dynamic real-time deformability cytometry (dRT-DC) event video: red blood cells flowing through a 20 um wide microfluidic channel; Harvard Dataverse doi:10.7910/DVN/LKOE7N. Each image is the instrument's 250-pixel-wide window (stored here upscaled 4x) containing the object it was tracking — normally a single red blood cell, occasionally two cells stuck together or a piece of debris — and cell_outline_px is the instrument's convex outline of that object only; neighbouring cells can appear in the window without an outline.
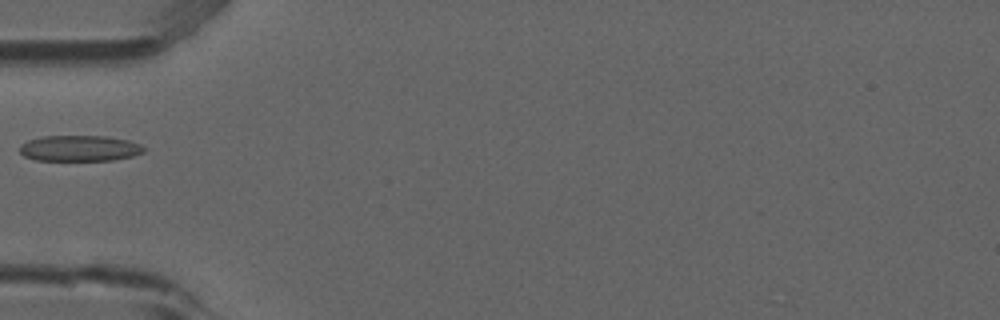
{"species": "common noctule bat (a hibernating species)", "species_latin": "Nyctalus noctula", "temperature_condition": "room temperature", "stored_images_in_passage": 6, "camera_frame_rate_fps": 3000, "um_per_image_px": 0.085, "animal": {"sex": "male", "forearm_length_mm": 52.5}, "frame": {"image": 1, "passage_image": 6, "time_ms": 1.667, "image_size_px": [1000, 320], "cell_outline_px": [[144, 152], [132, 156], [112, 160], [36, 160], [24, 156], [20, 152], [20, 144], [28, 140], [44, 136], [104, 136], [128, 140], [140, 144], [144, 148]], "centroid_in_image_um": [6.75, 12.6], "position_along_channel_um": 78.3, "area_um2": 18.61}}